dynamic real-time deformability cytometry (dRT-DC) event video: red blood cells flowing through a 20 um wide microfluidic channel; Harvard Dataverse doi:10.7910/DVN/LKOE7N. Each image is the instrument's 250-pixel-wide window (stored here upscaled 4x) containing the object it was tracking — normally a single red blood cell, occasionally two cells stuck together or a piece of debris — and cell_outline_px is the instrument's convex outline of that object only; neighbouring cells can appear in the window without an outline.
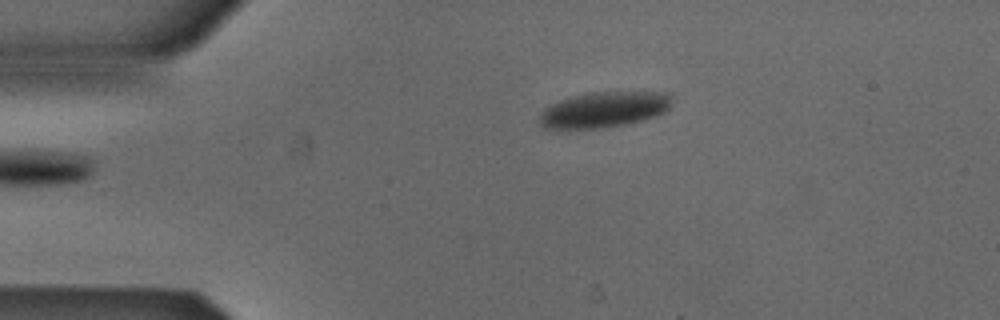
{"species": "Egyptian fruit bat (a non-hibernating species)", "species_latin": "Rousettus aegyptiacus", "temperature_condition": "cold", "stored_images_in_passage": 2, "camera_frame_rate_fps": 3000, "um_per_image_px": 0.085, "animal": {"sex": "male"}, "frame": {"image": 1, "passage_image": 2, "time_ms": 0.333, "image_size_px": [1000, 320], "cell_outline_px": [[672, 104], [664, 112], [656, 116], [644, 120], [604, 128], [544, 128], [540, 124], [540, 112], [548, 104], [572, 96], [588, 92], [672, 92]], "centroid_in_image_um": [51.36, 9.3], "position_along_channel_um": 33.6, "area_um2": 27.74}}